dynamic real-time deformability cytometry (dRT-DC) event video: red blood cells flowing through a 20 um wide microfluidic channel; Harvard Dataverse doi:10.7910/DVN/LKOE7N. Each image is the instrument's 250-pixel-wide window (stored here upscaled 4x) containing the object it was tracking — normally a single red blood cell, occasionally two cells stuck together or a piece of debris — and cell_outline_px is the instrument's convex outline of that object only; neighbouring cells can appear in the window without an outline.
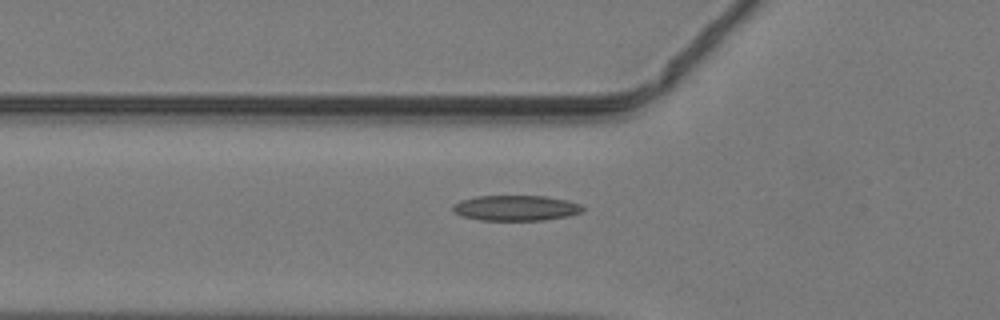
{"species": "common noctule bat (a hibernating species)", "species_latin": "Nyctalus noctula", "temperature_condition": "warm", "stored_images_in_passage": 29, "camera_frame_rate_fps": 3000, "um_per_image_px": 0.085, "animal": {"sex": "male", "body_mass_g": 19.2, "forearm_length_mm": 51.8}, "frame": {"image": 1, "passage_image": 3, "time_ms": 0.667, "image_size_px": [1000, 320], "cell_outline_px": [[584, 212], [568, 216], [544, 220], [480, 220], [460, 216], [452, 212], [452, 204], [460, 200], [476, 196], [544, 196], [568, 200], [580, 204], [584, 208]], "centroid_in_image_um": [43.82, 17.68], "position_along_channel_um": 82.0, "area_um2": 19.48}}
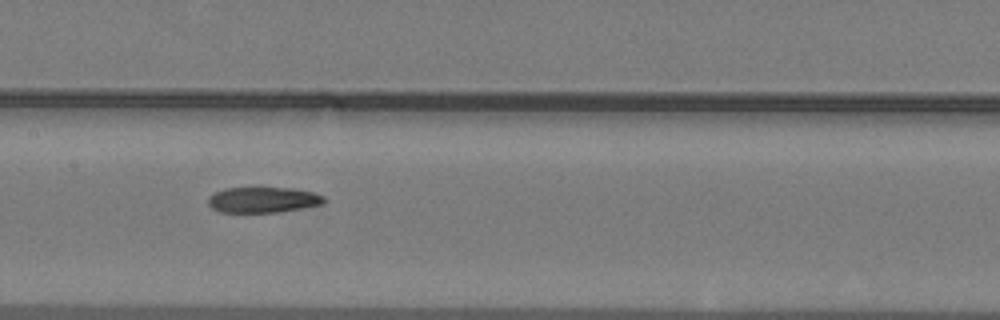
{"frame": {"image": 2, "passage_image": 10, "time_ms": 3.0, "image_size_px": [1000, 320], "cell_outline_px": [[324, 204], [276, 212], [220, 212], [212, 208], [208, 204], [208, 196], [224, 188], [260, 184], [292, 188], [312, 192], [324, 196]], "centroid_in_image_um": [22.31, 16.92], "position_along_channel_um": 185.1, "area_um2": 18.15}}
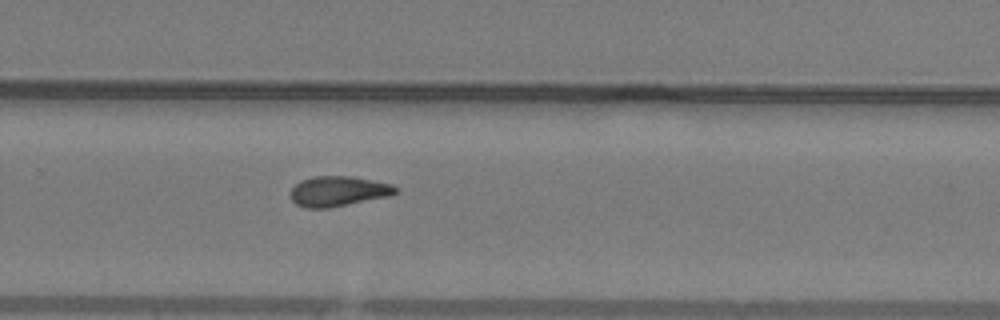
{"frame": {"image": 3, "passage_image": 18, "time_ms": 5.667, "image_size_px": [1000, 320], "cell_outline_px": [[396, 192], [388, 196], [328, 208], [304, 208], [296, 204], [292, 200], [292, 188], [300, 180], [312, 176], [352, 176], [392, 184], [396, 188]], "centroid_in_image_um": [28.72, 16.25], "position_along_channel_um": 301.1, "area_um2": 18.26}}